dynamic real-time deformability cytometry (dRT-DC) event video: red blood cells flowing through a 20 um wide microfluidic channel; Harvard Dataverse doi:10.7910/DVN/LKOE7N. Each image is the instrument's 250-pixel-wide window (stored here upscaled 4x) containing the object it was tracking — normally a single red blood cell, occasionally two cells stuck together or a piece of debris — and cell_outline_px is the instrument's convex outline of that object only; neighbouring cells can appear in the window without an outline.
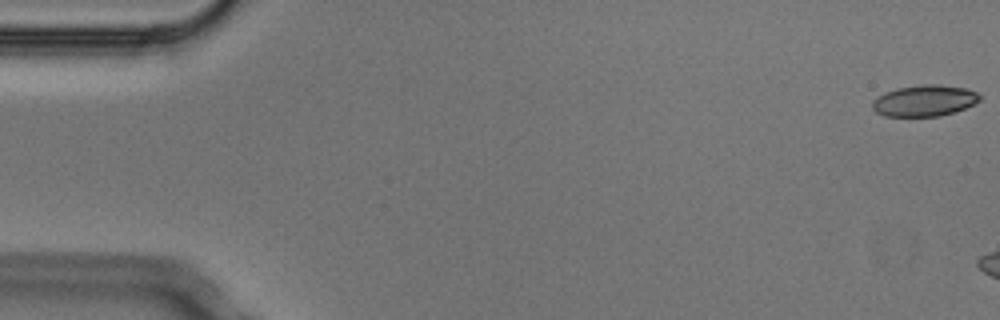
{"species": "Egyptian fruit bat (a non-hibernating species)", "species_latin": "Rousettus aegyptiacus", "temperature_condition": "cold", "stored_images_in_passage": 3, "camera_frame_rate_fps": 3000, "um_per_image_px": 0.085, "animal": {"sex": "male"}, "frame": {"image": 1, "passage_image": 1, "time_ms": 0.0, "image_size_px": [1000, 320], "cell_outline_px": [[980, 100], [964, 108], [940, 116], [884, 116], [876, 112], [872, 108], [872, 100], [884, 92], [896, 88], [920, 84], [940, 84], [968, 88], [976, 92], [980, 96]], "centroid_in_image_um": [78.54, 8.54], "position_along_channel_um": 6.5, "area_um2": 19.65}}